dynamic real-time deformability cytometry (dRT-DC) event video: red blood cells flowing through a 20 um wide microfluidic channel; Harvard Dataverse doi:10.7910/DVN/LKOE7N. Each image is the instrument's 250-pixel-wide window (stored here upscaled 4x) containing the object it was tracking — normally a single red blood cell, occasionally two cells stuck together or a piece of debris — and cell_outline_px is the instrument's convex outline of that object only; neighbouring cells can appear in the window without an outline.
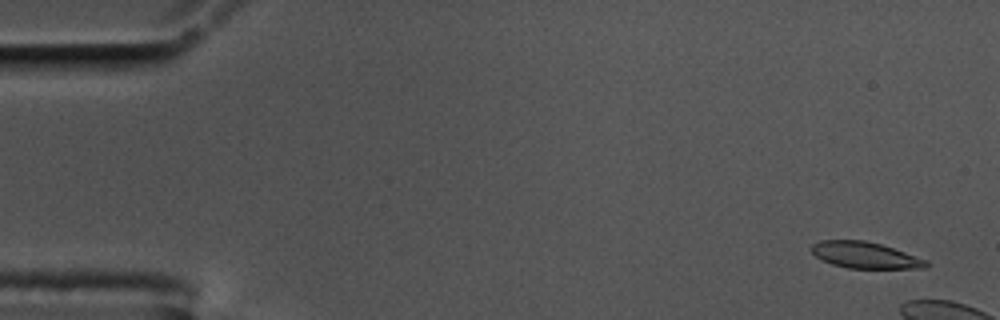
{"species": "common noctule bat (a hibernating species)", "species_latin": "Nyctalus noctula", "temperature_condition": "cold", "stored_images_in_passage": 9, "camera_frame_rate_fps": 3000, "um_per_image_px": 0.085, "animal": {"sex": "male", "body_mass_g": 17.5, "forearm_length_mm": 52.3}, "frame": {"image": 1, "passage_image": 3, "time_ms": 0.667, "image_size_px": [1000, 320], "cell_outline_px": [[928, 264], [924, 268], [848, 268], [832, 264], [820, 260], [808, 248], [812, 244], [820, 240], [864, 240], [880, 244], [928, 260]], "centroid_in_image_um": [73.47, 21.68], "position_along_channel_um": 11.5, "area_um2": 17.57}}